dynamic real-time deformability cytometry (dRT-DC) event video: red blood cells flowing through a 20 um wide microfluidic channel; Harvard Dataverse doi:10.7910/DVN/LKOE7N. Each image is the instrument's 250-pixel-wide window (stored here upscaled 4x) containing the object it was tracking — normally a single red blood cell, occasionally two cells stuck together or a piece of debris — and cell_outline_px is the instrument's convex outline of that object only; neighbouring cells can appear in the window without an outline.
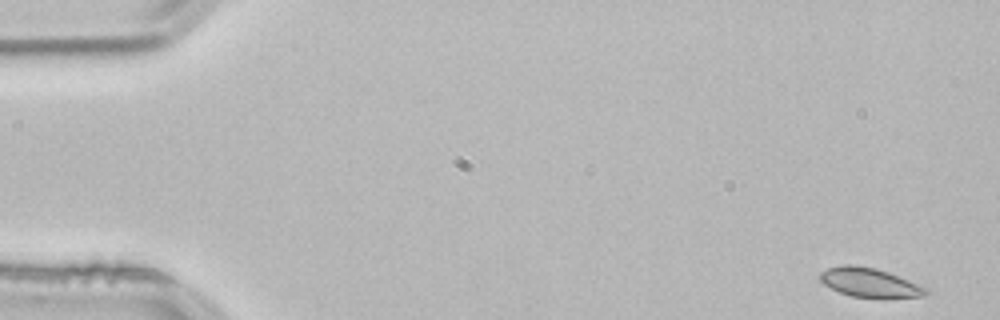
{"species": "common noctule bat (a hibernating species)", "species_latin": "Nyctalus noctula", "temperature_condition": "room temperature", "stored_images_in_passage": 52, "camera_frame_rate_fps": 3000, "um_per_image_px": 0.085, "animal": {"sex": "male", "body_mass_g": 21.5, "forearm_length_mm": 52.0}, "frame": {"image": 1, "passage_image": 1, "time_ms": 0.0, "image_size_px": [1000, 320], "cell_outline_px": [[928, 292], [924, 296], [884, 300], [852, 296], [840, 292], [824, 284], [820, 280], [820, 272], [828, 268], [844, 264], [848, 264], [872, 268], [888, 272], [928, 288]], "centroid_in_image_um": [73.96, 24.06], "position_along_channel_um": 11.0, "area_um2": 18.21}}
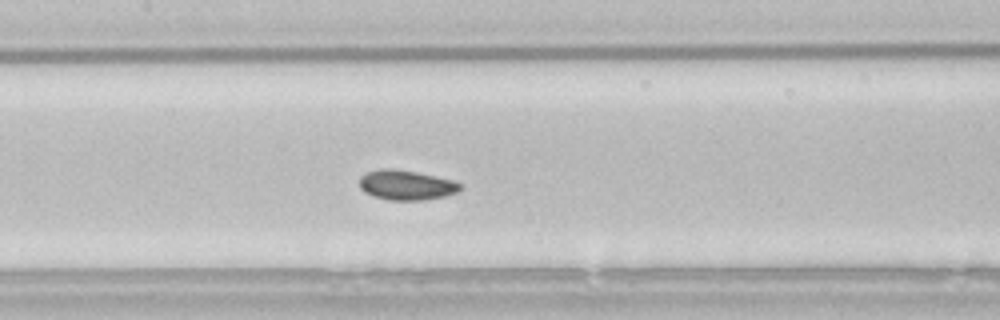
{"frame": {"image": 2, "passage_image": 24, "time_ms": 7.667, "image_size_px": [1000, 320], "cell_outline_px": [[460, 188], [456, 192], [444, 196], [424, 200], [388, 200], [372, 196], [364, 192], [360, 188], [360, 176], [368, 172], [384, 168], [392, 168], [416, 172], [452, 180], [460, 184]], "centroid_in_image_um": [34.48, 15.73], "position_along_channel_um": 172.9, "area_um2": 17.34}}
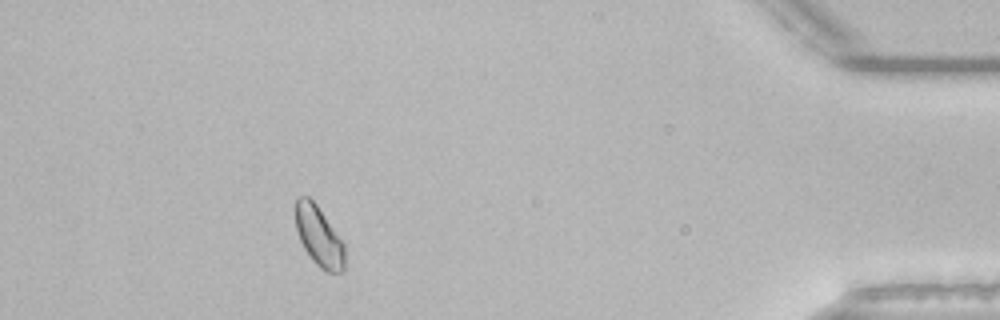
{"frame": {"image": 3, "passage_image": 47, "time_ms": 15.333, "image_size_px": [1000, 320], "cell_outline_px": [[344, 272], [324, 272], [312, 260], [304, 248], [300, 240], [296, 228], [296, 200], [300, 196], [308, 196], [316, 204], [344, 244]], "centroid_in_image_um": [27.11, 20.12], "position_along_channel_um": 408.1, "area_um2": 16.94}, "authors_computed_cell_mechanics": {"area_um2": 17.3978, "velocity_mm_per_s": 3.7977, "shape_relaxation_time_tau1_ms": 2.3999, "shape_relaxation_time_tau2_ms": null, "deformation_change_tau1": 0.0426, "deformation_change_tau2": null}}